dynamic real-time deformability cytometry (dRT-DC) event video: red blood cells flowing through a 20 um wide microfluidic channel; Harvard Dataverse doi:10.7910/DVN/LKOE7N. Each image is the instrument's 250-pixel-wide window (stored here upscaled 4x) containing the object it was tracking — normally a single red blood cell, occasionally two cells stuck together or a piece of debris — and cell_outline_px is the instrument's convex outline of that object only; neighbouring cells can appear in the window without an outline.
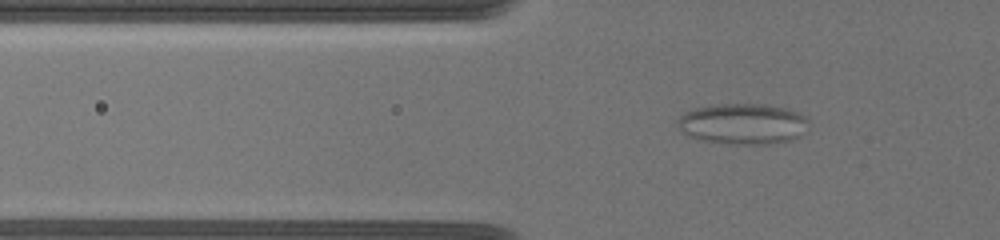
{"species": "common noctule bat (a hibernating species)", "species_latin": "Nyctalus noctula", "temperature_condition": "warm", "stored_images_in_passage": 40, "camera_frame_rate_fps": 3000, "um_per_image_px": 0.085, "animal": {"sex": "female", "body_mass_g": 19.5, "forearm_length_mm": 54.1}, "frame": {"image": 1, "passage_image": 2, "time_ms": 0.333, "image_size_px": [1000, 240], "cell_outline_px": [[808, 132], [792, 140], [772, 144], [728, 144], [704, 140], [688, 136], [680, 132], [676, 124], [676, 120], [684, 112], [692, 108], [712, 104], [768, 104], [784, 108], [808, 116]], "centroid_in_image_um": [63.14, 10.53], "position_along_channel_um": 62.7, "area_um2": 31.91}}
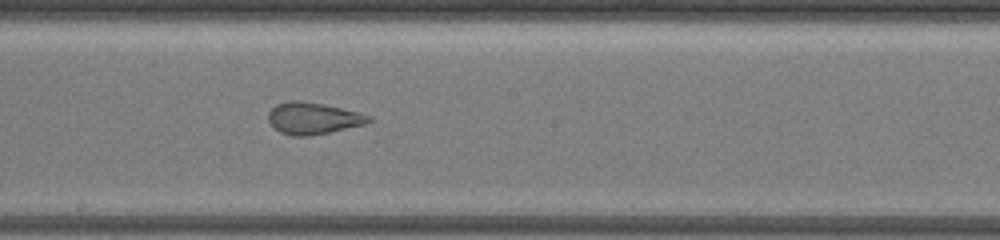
{"frame": {"image": 2, "passage_image": 17, "time_ms": 5.0, "image_size_px": [1000, 240], "cell_outline_px": [[372, 120], [364, 124], [328, 132], [308, 136], [292, 136], [280, 132], [272, 128], [268, 120], [268, 112], [276, 104], [288, 100], [300, 100], [340, 108], [372, 116]], "centroid_in_image_um": [26.54, 10.05], "position_along_channel_um": 221.7, "area_um2": 18.44}}
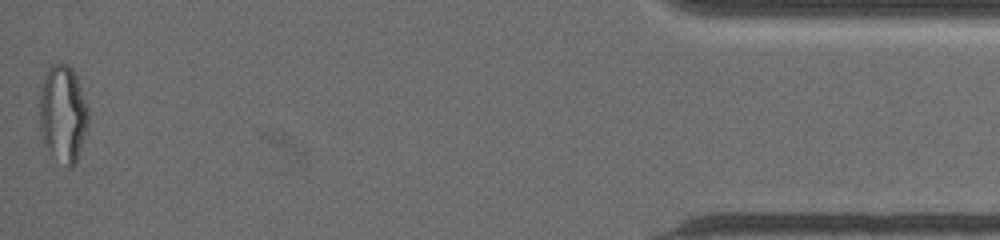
{"frame": {"image": 3, "passage_image": 40, "time_ms": 12.667, "image_size_px": [1000, 240], "cell_outline_px": [[88, 124], [80, 152], [76, 164], [72, 168], [68, 168], [44, 144], [40, 132], [40, 92], [44, 76], [48, 68], [52, 64], [68, 64], [72, 68], [76, 76], [88, 112]], "centroid_in_image_um": [5.34, 9.68], "position_along_channel_um": 429.9, "area_um2": 27.28}, "authors_computed_cell_mechanics": {"area_um2": 20.6346, "velocity_mm_per_s": 3.6717, "shape_relaxation_time_tau1_ms": null, "shape_relaxation_time_tau2_ms": 1.1085, "deformation_change_tau1": null, "deformation_change_tau2": 0.0805}}